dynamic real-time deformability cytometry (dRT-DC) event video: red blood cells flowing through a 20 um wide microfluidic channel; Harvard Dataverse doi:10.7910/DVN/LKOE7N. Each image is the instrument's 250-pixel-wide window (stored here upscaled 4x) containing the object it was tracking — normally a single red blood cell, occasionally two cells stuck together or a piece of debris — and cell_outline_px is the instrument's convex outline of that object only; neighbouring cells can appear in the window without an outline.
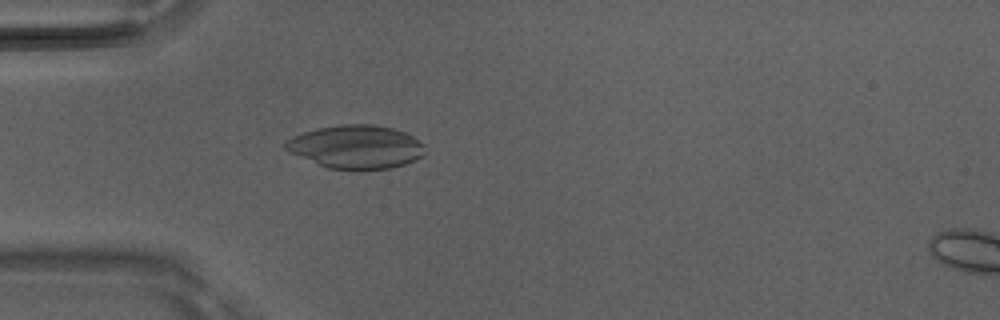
{"species": "Egyptian fruit bat (a non-hibernating species)", "species_latin": "Rousettus aegyptiacus", "temperature_condition": "room temperature", "stored_images_in_passage": 6, "camera_frame_rate_fps": 3000, "um_per_image_px": 0.085, "animal": {"sex": "male"}, "frame": {"image": 1, "passage_image": 5, "time_ms": 1.333, "image_size_px": [1000, 320], "cell_outline_px": [[424, 152], [420, 156], [404, 164], [392, 168], [356, 172], [328, 168], [292, 152], [284, 148], [284, 140], [292, 136], [316, 128], [340, 124], [372, 124], [392, 128], [404, 132], [412, 136], [424, 144]], "centroid_in_image_um": [30.26, 12.5], "position_along_channel_um": 54.7, "area_um2": 35.49}}